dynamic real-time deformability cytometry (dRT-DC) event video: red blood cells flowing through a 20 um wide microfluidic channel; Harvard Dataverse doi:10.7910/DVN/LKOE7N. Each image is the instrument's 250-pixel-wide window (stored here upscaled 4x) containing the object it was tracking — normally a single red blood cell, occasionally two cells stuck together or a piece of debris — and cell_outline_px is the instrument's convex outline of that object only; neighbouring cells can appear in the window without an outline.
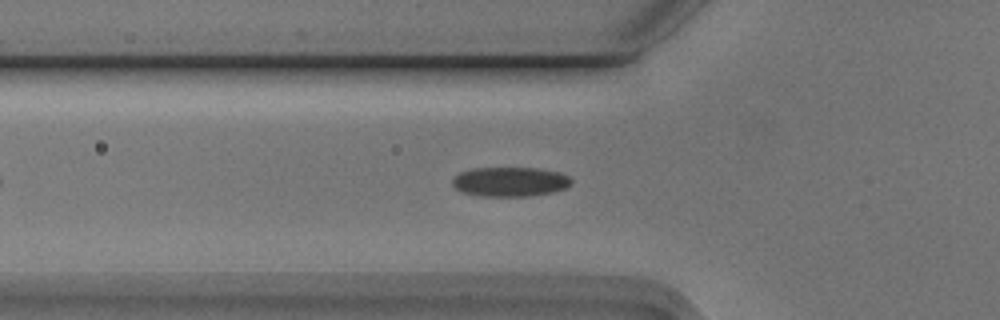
{"species": "Egyptian fruit bat (a non-hibernating species)", "species_latin": "Rousettus aegyptiacus", "temperature_condition": "cold", "stored_images_in_passage": 48, "camera_frame_rate_fps": 3000, "um_per_image_px": 0.085, "animal": {"sex": "male"}, "frame": {"image": 1, "passage_image": 11, "time_ms": 3.333, "image_size_px": [1000, 320], "cell_outline_px": [[572, 184], [564, 188], [552, 192], [532, 196], [480, 196], [460, 192], [452, 184], [452, 176], [460, 172], [472, 168], [536, 168], [560, 172], [568, 176], [572, 180]], "centroid_in_image_um": [43.32, 15.45], "position_along_channel_um": 82.5, "area_um2": 20.63}}
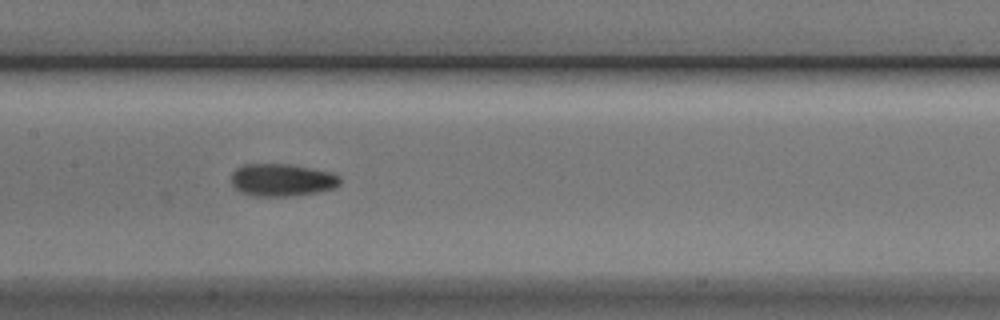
{"frame": {"image": 2, "passage_image": 19, "time_ms": 6.0, "image_size_px": [1000, 320], "cell_outline_px": [[340, 184], [332, 188], [316, 192], [288, 196], [252, 196], [240, 192], [232, 184], [232, 172], [236, 168], [244, 164], [292, 164], [332, 172], [340, 176]], "centroid_in_image_um": [23.96, 15.29], "position_along_channel_um": 183.4, "area_um2": 20.63}}
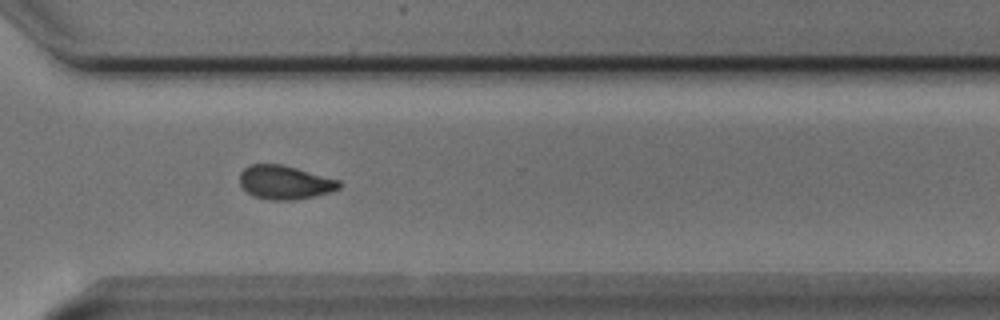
{"frame": {"image": 3, "passage_image": 32, "time_ms": 10.333, "image_size_px": [1000, 320], "cell_outline_px": [[340, 188], [332, 192], [292, 200], [268, 200], [252, 196], [240, 184], [240, 172], [244, 168], [252, 164], [284, 164], [340, 180]], "centroid_in_image_um": [24.21, 15.49], "position_along_channel_um": 346.4, "area_um2": 19.65}}